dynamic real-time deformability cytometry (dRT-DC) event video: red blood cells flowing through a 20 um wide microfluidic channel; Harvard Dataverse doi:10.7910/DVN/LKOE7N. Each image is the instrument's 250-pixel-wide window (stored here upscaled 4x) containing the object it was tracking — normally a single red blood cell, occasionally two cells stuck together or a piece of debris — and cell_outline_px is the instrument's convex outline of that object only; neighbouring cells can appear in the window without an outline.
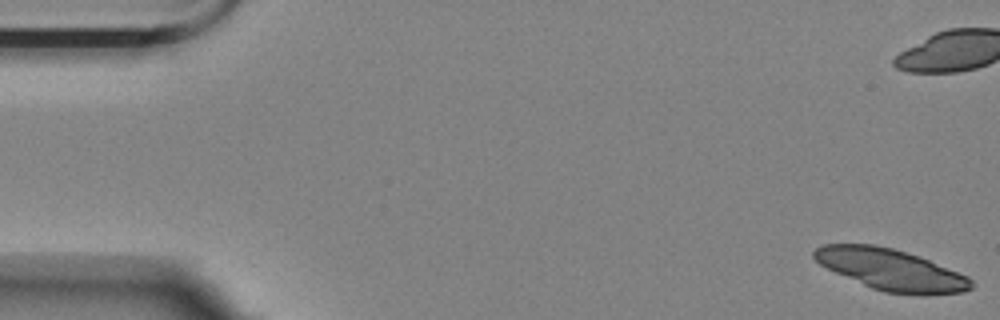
{"species": "Egyptian fruit bat (a non-hibernating species)", "species_latin": "Rousettus aegyptiacus", "temperature_condition": "room temperature", "stored_images_in_passage": 58, "camera_frame_rate_fps": 3000, "um_per_image_px": 0.085, "animal": {"sex": "female"}, "frame": {"image": 1, "passage_image": 1, "time_ms": 0.0, "image_size_px": [1000, 320], "cell_outline_px": [[976, 284], [972, 288], [964, 292], [920, 296], [884, 292], [872, 288], [836, 272], [820, 264], [812, 256], [812, 252], [816, 248], [824, 244], [876, 244], [892, 248], [928, 260], [968, 276]], "centroid_in_image_um": [75.77, 22.94], "position_along_channel_um": 9.2, "area_um2": 37.69}, "authors_computed_cell_mechanics": {"area_um2": 22.6287, "velocity_mm_per_s": 3.4762, "shape_relaxation_time_tau1_ms": 4.414, "shape_relaxation_time_tau2_ms": 8.2523, "deformation_change_tau1": 0.1556, "deformation_change_tau2": 0.1326}}